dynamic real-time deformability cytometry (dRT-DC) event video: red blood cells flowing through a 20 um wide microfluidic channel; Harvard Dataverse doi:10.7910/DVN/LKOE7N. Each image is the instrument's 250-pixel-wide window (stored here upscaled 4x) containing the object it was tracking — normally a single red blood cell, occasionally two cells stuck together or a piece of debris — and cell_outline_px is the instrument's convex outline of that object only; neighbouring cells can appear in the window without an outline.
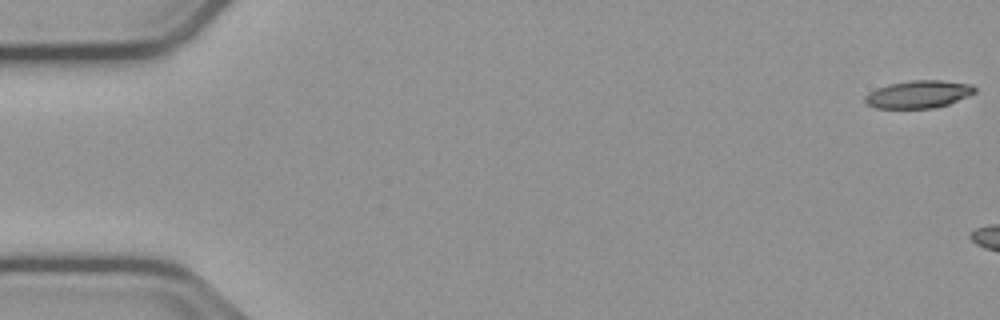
{"species": "common noctule bat (a hibernating species)", "species_latin": "Nyctalus noctula", "temperature_condition": "cold", "stored_images_in_passage": 13, "camera_frame_rate_fps": 3000, "um_per_image_px": 0.085, "animal": {"sex": "male", "body_mass_g": 23.1, "forearm_length_mm": 52.7}, "frame": {"image": 1, "passage_image": 1, "time_ms": 0.0, "image_size_px": [1000, 320], "cell_outline_px": [[976, 92], [968, 96], [948, 104], [932, 108], [876, 108], [868, 104], [864, 100], [864, 96], [868, 92], [876, 88], [888, 84], [912, 80], [940, 80], [972, 84], [976, 88]], "centroid_in_image_um": [78.06, 8.0], "position_along_channel_um": 6.9, "area_um2": 17.69}}